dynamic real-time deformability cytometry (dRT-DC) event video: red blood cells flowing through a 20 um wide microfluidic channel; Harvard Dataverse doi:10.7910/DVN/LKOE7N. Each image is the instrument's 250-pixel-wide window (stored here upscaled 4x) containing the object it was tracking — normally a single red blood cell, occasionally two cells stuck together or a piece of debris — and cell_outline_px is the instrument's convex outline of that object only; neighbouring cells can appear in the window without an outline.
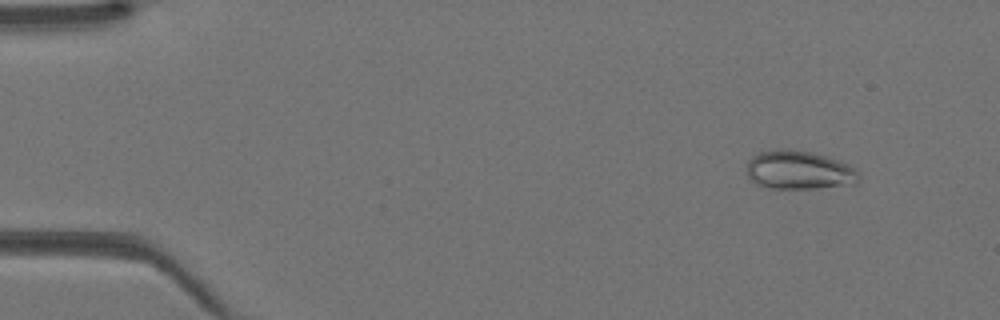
{"species": "Egyptian fruit bat (a non-hibernating species)", "species_latin": "Rousettus aegyptiacus", "temperature_condition": "warm", "stored_images_in_passage": 44, "camera_frame_rate_fps": 3000, "um_per_image_px": 0.085, "animal": {"sex": "female"}, "frame": {"image": 1, "passage_image": 5, "time_ms": 1.333, "image_size_px": [1000, 320], "cell_outline_px": [[860, 180], [856, 184], [816, 188], [768, 188], [756, 184], [748, 176], [748, 160], [752, 156], [760, 152], [776, 148], [788, 148], [812, 152], [840, 160], [856, 168], [860, 172]], "centroid_in_image_um": [67.96, 14.44], "position_along_channel_um": 17.0, "area_um2": 25.66}}
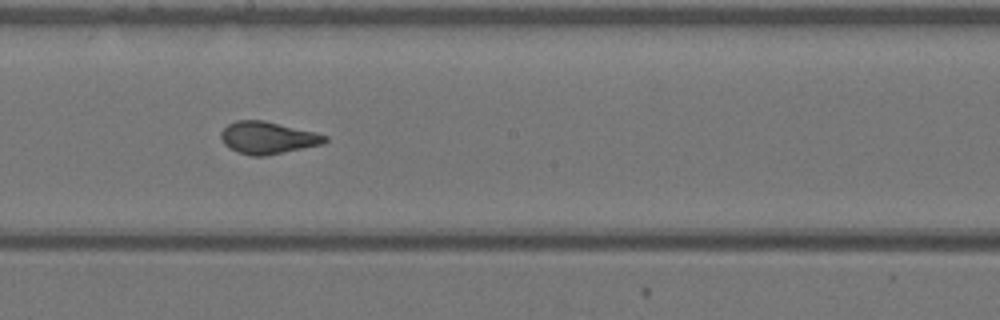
{"frame": {"image": 2, "passage_image": 25, "time_ms": 8.0, "image_size_px": [1000, 320], "cell_outline_px": [[328, 140], [324, 144], [264, 156], [252, 156], [236, 152], [228, 148], [224, 144], [220, 136], [220, 132], [228, 124], [236, 120], [264, 120], [328, 136]], "centroid_in_image_um": [22.72, 11.72], "position_along_channel_um": 225.5, "area_um2": 19.48}}
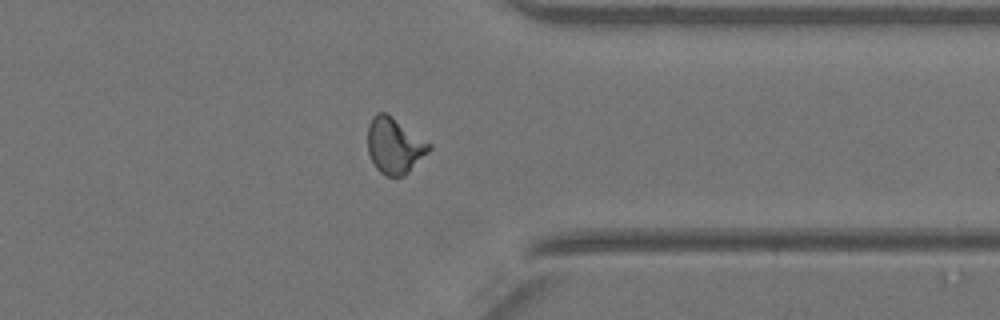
{"frame": {"image": 3, "passage_image": 35, "time_ms": 11.333, "image_size_px": [1000, 320], "cell_outline_px": [[432, 148], [404, 176], [384, 176], [376, 168], [368, 152], [368, 124], [372, 116], [376, 112], [384, 112], [392, 116], [432, 144]], "centroid_in_image_um": [33.52, 12.36], "position_along_channel_um": 377.9, "area_um2": 20.0}}